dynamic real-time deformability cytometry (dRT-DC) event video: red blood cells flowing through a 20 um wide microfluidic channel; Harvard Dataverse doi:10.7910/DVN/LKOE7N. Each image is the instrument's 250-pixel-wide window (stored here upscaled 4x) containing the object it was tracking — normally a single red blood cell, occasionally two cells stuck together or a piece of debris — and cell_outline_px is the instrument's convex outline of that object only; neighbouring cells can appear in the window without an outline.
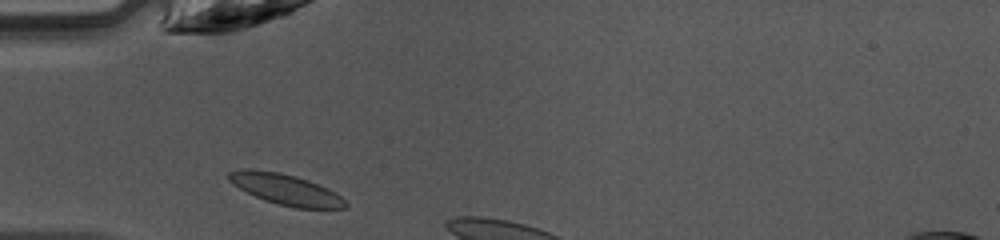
{"species": "common noctule bat (a hibernating species)", "species_latin": "Nyctalus noctula", "temperature_condition": "warm", "stored_images_in_passage": 4, "camera_frame_rate_fps": 3000, "um_per_image_px": 0.085, "animal": {"sex": "female", "body_mass_g": 10.0, "forearm_length_mm": 53.1}, "frame": {"image": 1, "passage_image": 1, "time_ms": 0.0, "image_size_px": [1000, 240], "cell_outline_px": [[348, 204], [344, 208], [296, 208], [276, 204], [264, 200], [232, 184], [228, 180], [228, 172], [244, 168], [252, 168], [280, 172], [296, 176], [308, 180], [340, 196]], "centroid_in_image_um": [24.22, 16.08], "position_along_channel_um": 60.8, "area_um2": 20.69}}